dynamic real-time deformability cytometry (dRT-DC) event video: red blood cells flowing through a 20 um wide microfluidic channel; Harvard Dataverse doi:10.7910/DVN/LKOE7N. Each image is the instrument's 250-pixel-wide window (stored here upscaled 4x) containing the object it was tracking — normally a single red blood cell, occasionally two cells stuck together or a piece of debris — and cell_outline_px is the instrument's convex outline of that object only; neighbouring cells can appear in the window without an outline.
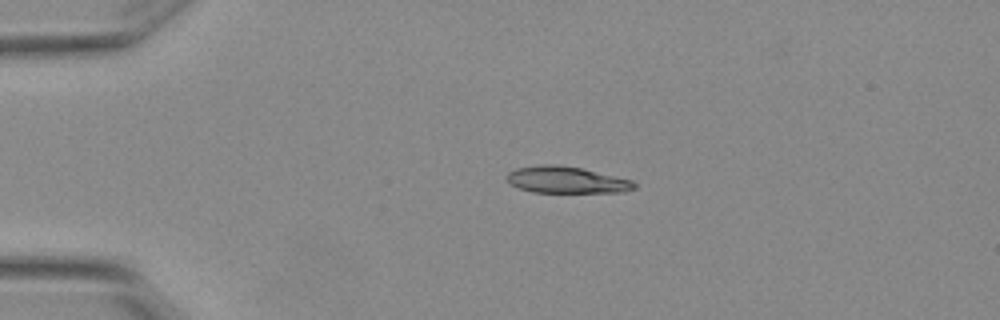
{"species": "Egyptian fruit bat (a non-hibernating species)", "species_latin": "Rousettus aegyptiacus", "temperature_condition": "warm", "stored_images_in_passage": 3, "camera_frame_rate_fps": 3000, "um_per_image_px": 0.085, "animal": {"sex": "female"}, "frame": {"image": 1, "passage_image": 2, "time_ms": 0.333, "image_size_px": [1000, 320], "cell_outline_px": [[636, 188], [624, 192], [532, 192], [520, 188], [504, 180], [504, 176], [508, 172], [516, 168], [540, 164], [556, 164], [580, 168], [632, 180], [636, 184]], "centroid_in_image_um": [48.1, 15.28], "position_along_channel_um": 36.9, "area_um2": 19.83}}